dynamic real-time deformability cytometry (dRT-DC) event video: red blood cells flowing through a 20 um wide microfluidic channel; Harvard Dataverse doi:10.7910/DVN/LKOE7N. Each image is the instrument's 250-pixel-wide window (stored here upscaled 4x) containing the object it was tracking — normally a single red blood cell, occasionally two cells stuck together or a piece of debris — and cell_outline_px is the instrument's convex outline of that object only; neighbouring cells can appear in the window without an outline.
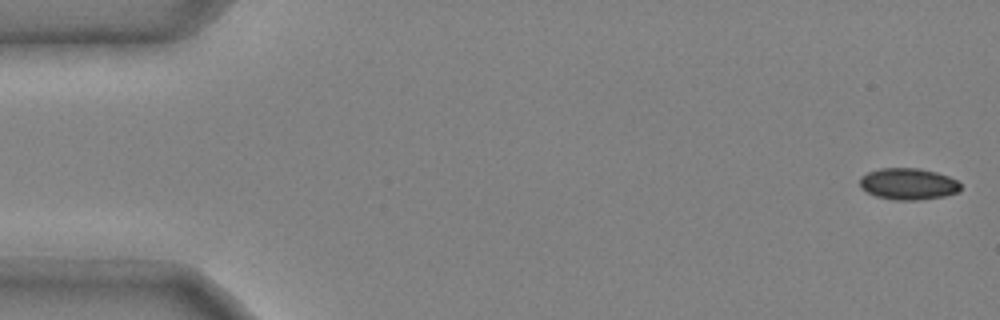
{"species": "common noctule bat (a hibernating species)", "species_latin": "Nyctalus noctula", "temperature_condition": "cold", "stored_images_in_passage": 48, "camera_frame_rate_fps": 3000, "um_per_image_px": 0.085, "animal": {"sex": "male", "body_mass_g": 20.4}, "frame": {"image": 1, "passage_image": 1, "time_ms": 0.0, "image_size_px": [1000, 320], "cell_outline_px": [[960, 188], [956, 192], [944, 196], [920, 200], [896, 200], [876, 196], [860, 188], [860, 176], [868, 172], [880, 168], [920, 168], [936, 172], [948, 176], [956, 180], [960, 184]], "centroid_in_image_um": [77.17, 15.63], "position_along_channel_um": 7.8, "area_um2": 18.5}}
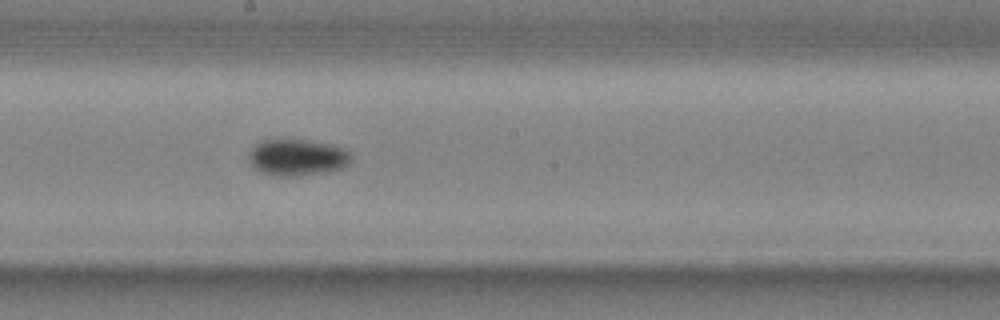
{"frame": {"image": 2, "passage_image": 27, "time_ms": 8.667, "image_size_px": [1000, 320], "cell_outline_px": [[352, 160], [348, 164], [340, 168], [328, 172], [300, 176], [276, 176], [260, 172], [252, 164], [248, 156], [248, 152], [256, 144], [264, 140], [308, 140], [332, 144], [344, 148], [352, 156]], "centroid_in_image_um": [25.29, 13.39], "position_along_channel_um": 222.9, "area_um2": 21.85}}
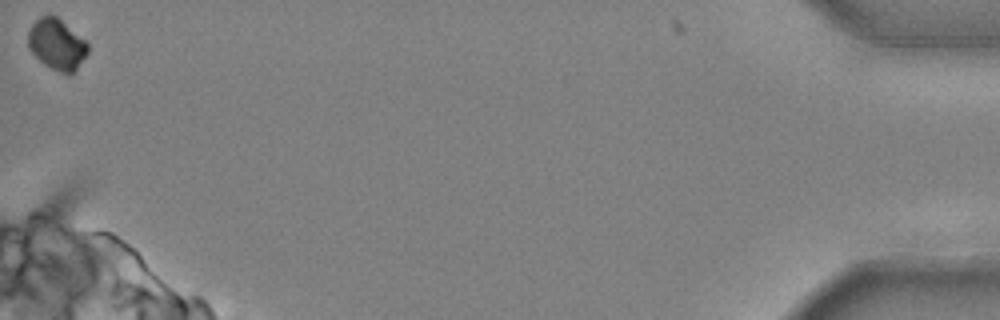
{"frame": {"image": 3, "passage_image": 48, "time_ms": 15.667, "image_size_px": [1000, 320], "cell_outline_px": [[88, 52], [76, 68], [68, 76], [44, 64], [28, 48], [28, 32], [32, 24], [40, 16], [56, 16], [84, 40], [88, 44]], "centroid_in_image_um": [4.81, 3.78], "position_along_channel_um": 430.4, "area_um2": 17.28}, "authors_computed_cell_mechanics": {"area_um2": 19.5653, "velocity_mm_per_s": 3.9869, "shape_relaxation_time_tau1_ms": 5.8381, "shape_relaxation_time_tau2_ms": null, "deformation_change_tau1": 0.1057, "deformation_change_tau2": null}}